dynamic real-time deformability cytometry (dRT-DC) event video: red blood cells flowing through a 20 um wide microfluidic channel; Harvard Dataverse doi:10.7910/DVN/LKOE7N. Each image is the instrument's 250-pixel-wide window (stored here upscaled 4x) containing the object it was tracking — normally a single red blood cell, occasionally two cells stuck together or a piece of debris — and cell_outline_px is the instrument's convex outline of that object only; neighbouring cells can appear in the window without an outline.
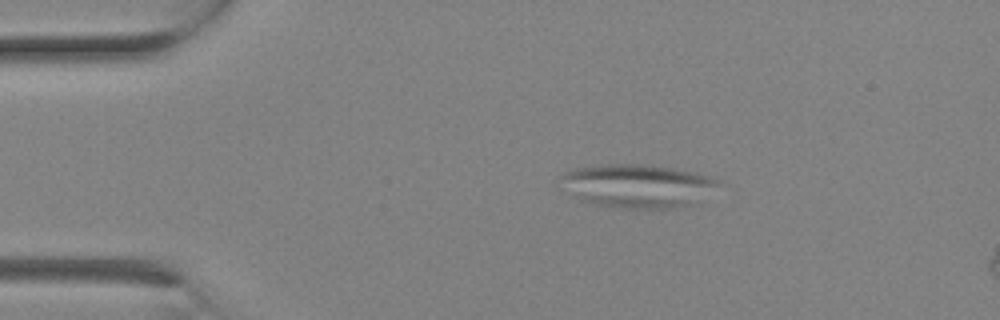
{"species": "Egyptian fruit bat (a non-hibernating species)", "species_latin": "Rousettus aegyptiacus", "temperature_condition": "room temperature", "stored_images_in_passage": 2, "camera_frame_rate_fps": 3000, "um_per_image_px": 0.085, "animal": {"sex": "female"}, "frame": {"image": 1, "passage_image": 1, "time_ms": 0.0, "image_size_px": [1000, 320], "cell_outline_px": [[716, 184], [688, 204], [668, 208], [624, 208], [596, 204], [580, 200], [560, 188], [560, 176], [564, 172], [572, 168], [604, 164], [640, 164], [672, 168], [708, 176], [716, 180]], "centroid_in_image_um": [53.95, 15.77], "position_along_channel_um": 31.0, "area_um2": 38.9}}